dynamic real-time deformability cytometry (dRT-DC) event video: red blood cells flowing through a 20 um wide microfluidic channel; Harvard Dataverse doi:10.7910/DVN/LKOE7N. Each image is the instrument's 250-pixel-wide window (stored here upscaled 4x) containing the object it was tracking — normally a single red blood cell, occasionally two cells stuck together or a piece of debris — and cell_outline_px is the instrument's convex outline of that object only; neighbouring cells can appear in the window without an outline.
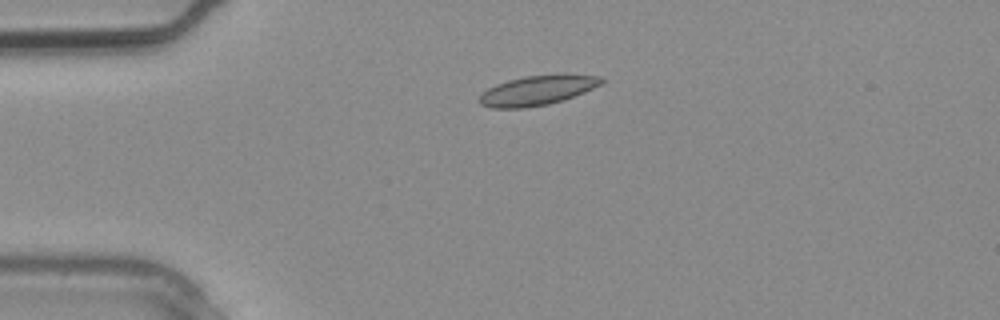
{"species": "common noctule bat (a hibernating species)", "species_latin": "Nyctalus noctula", "temperature_condition": "warm", "stored_images_in_passage": 2, "camera_frame_rate_fps": 3000, "um_per_image_px": 0.085, "animal": {"sex": "male", "body_mass_g": 20.4}, "frame": {"image": 1, "passage_image": 2, "time_ms": 0.333, "image_size_px": [1000, 320], "cell_outline_px": [[604, 80], [600, 84], [584, 92], [564, 100], [548, 104], [524, 108], [492, 108], [480, 104], [480, 96], [488, 88], [496, 84], [508, 80], [524, 76], [604, 76]], "centroid_in_image_um": [45.62, 7.71], "position_along_channel_um": 39.4, "area_um2": 20.4}}